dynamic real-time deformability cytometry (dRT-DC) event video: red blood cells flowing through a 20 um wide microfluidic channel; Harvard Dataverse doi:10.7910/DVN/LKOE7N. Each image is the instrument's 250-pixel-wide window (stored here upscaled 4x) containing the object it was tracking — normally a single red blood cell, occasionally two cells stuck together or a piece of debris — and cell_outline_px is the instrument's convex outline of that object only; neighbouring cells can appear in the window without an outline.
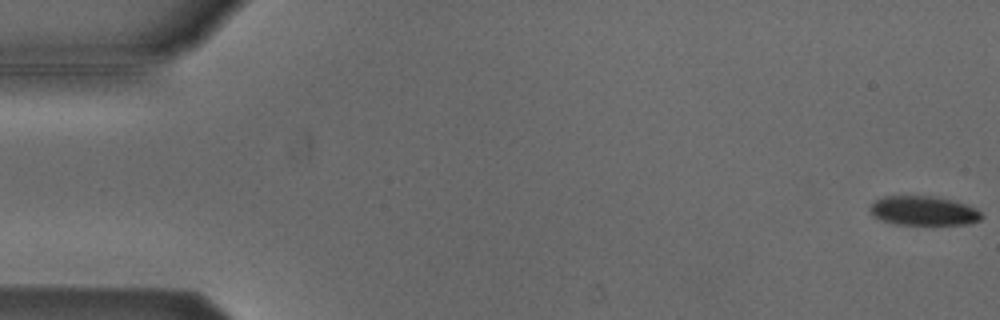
{"species": "Egyptian fruit bat (a non-hibernating species)", "species_latin": "Rousettus aegyptiacus", "temperature_condition": "cold", "stored_images_in_passage": 54, "camera_frame_rate_fps": 3000, "um_per_image_px": 0.085, "animal": {"sex": "male"}, "frame": {"image": 1, "passage_image": 1, "time_ms": 0.0, "image_size_px": [1000, 320], "cell_outline_px": [[980, 220], [964, 224], [896, 224], [884, 220], [876, 216], [872, 212], [872, 204], [876, 200], [884, 196], [932, 196], [952, 200], [976, 208], [980, 212]], "centroid_in_image_um": [78.52, 17.9], "position_along_channel_um": 6.5, "area_um2": 18.44}}
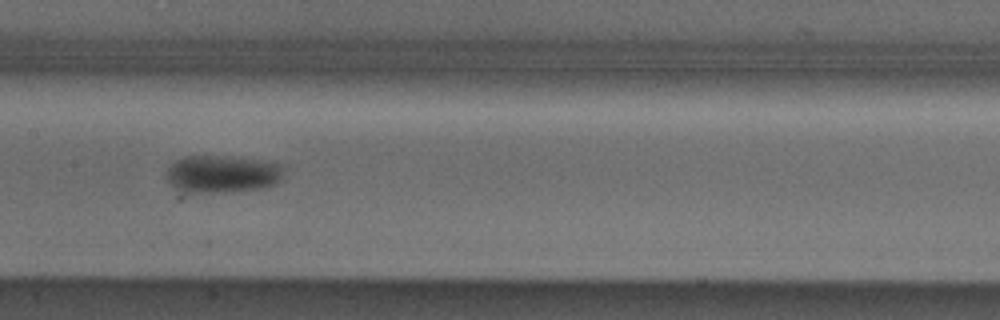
{"frame": {"image": 2, "passage_image": 27, "time_ms": 8.667, "image_size_px": [1000, 320], "cell_outline_px": [[284, 164], [280, 176], [276, 184], [260, 188], [212, 192], [188, 192], [172, 184], [168, 180], [168, 168], [176, 160], [184, 156], [212, 156]], "centroid_in_image_um": [18.87, 14.79], "position_along_channel_um": 188.5, "area_um2": 24.39}}
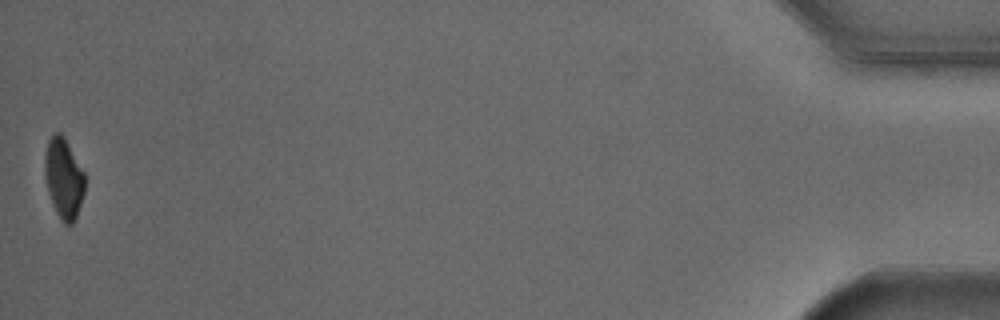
{"frame": {"image": 3, "passage_image": 54, "time_ms": 17.667, "image_size_px": [1000, 320], "cell_outline_px": [[84, 192], [76, 216], [72, 224], [64, 224], [60, 220], [56, 212], [48, 192], [44, 172], [44, 156], [48, 140], [56, 132], [60, 132], [84, 172]], "centroid_in_image_um": [5.39, 15.17], "position_along_channel_um": 429.8, "area_um2": 18.38}, "authors_computed_cell_mechanics": {"area_um2": 21.4727, "velocity_mm_per_s": 3.8042, "shape_relaxation_time_tau1_ms": 1.1634, "shape_relaxation_time_tau2_ms": null, "deformation_change_tau1": 0.0917, "deformation_change_tau2": null}}